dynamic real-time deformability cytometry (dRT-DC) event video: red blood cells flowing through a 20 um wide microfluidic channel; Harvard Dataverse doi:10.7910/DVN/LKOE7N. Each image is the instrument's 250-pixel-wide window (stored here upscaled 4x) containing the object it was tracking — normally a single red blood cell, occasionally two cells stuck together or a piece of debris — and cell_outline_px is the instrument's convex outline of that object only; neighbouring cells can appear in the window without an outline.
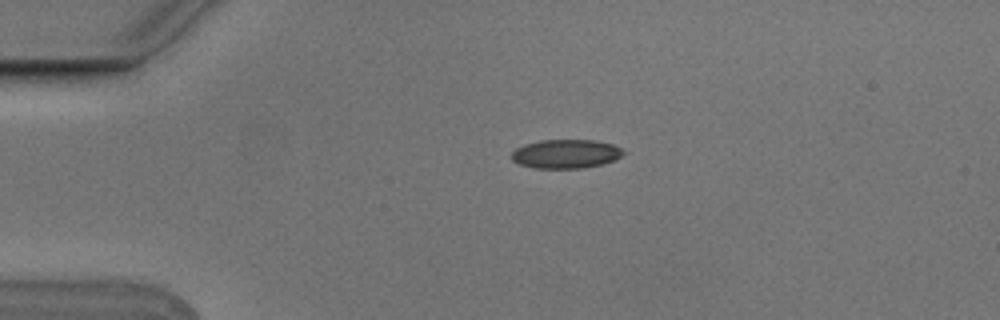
{"species": "Egyptian fruit bat (a non-hibernating species)", "species_latin": "Rousettus aegyptiacus", "temperature_condition": "cold", "stored_images_in_passage": 4, "camera_frame_rate_fps": 3000, "um_per_image_px": 0.085, "animal": {"sex": "male"}, "frame": {"image": 1, "passage_image": 3, "time_ms": 0.667, "image_size_px": [1000, 320], "cell_outline_px": [[624, 152], [620, 156], [604, 164], [580, 168], [536, 168], [520, 164], [512, 160], [512, 152], [516, 148], [524, 144], [540, 140], [596, 140], [612, 144], [620, 148]], "centroid_in_image_um": [48.07, 13.07], "position_along_channel_um": 36.9, "area_um2": 18.67}}